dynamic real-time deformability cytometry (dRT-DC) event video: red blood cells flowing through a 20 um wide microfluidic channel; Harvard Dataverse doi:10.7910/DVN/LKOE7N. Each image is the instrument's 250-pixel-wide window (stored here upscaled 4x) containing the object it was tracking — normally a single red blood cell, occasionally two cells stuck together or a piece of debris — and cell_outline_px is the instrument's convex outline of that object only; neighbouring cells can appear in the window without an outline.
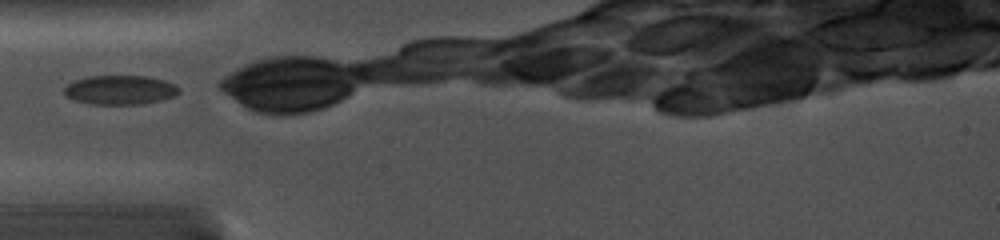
{"species": "common noctule bat (a hibernating species)", "species_latin": "Nyctalus noctula", "temperature_condition": "cold", "stored_images_in_passage": 30, "camera_frame_rate_fps": 5000, "um_per_image_px": 0.085, "animal": {"sex": "female", "body_mass_g": 19.0, "forearm_length_mm": 56.7}, "frame": {"image": 1, "passage_image": 1, "time_ms": 0.0, "image_size_px": [1000, 240], "cell_outline_px": [[180, 92], [176, 96], [160, 100], [140, 104], [92, 104], [72, 100], [64, 92], [64, 88], [68, 84], [76, 80], [88, 76], [148, 76], [164, 80], [176, 84], [180, 88]], "centroid_in_image_um": [10.24, 7.64], "position_along_channel_um": 74.8, "area_um2": 19.59}}
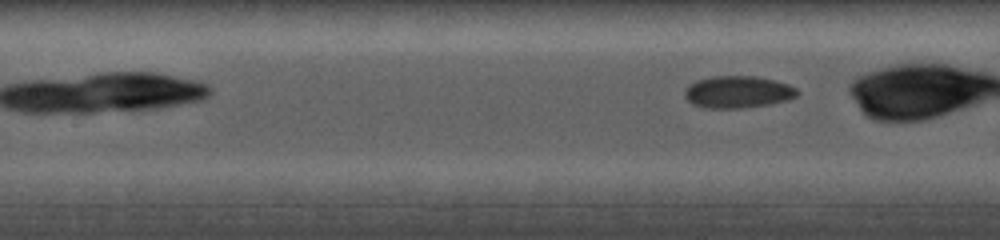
{"frame": {"image": 2, "passage_image": 9, "time_ms": 1.8, "image_size_px": [1000, 240], "cell_outline_px": [[800, 92], [796, 96], [788, 100], [772, 104], [744, 108], [704, 108], [692, 104], [684, 96], [684, 88], [688, 84], [696, 80], [712, 76], [756, 76], [788, 84], [796, 88]], "centroid_in_image_um": [62.69, 7.82], "position_along_channel_um": 144.7, "area_um2": 21.33}}